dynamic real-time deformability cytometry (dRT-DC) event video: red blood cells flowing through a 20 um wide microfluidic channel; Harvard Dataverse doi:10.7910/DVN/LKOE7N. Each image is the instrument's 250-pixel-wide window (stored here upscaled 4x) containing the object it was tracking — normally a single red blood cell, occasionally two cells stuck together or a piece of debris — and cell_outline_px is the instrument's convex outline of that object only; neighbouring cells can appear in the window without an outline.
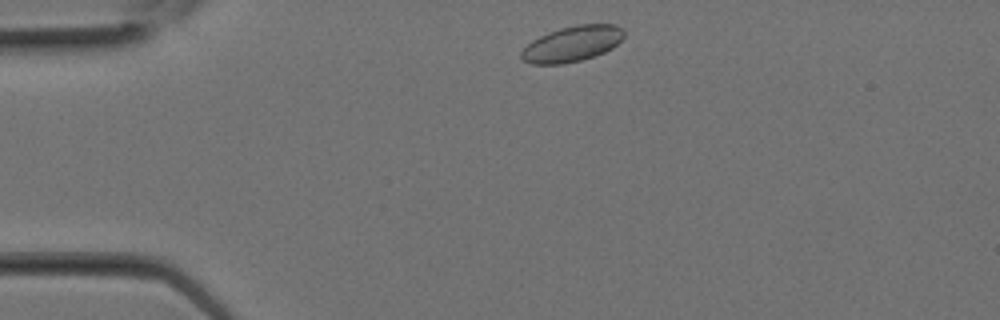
{"species": "Egyptian fruit bat (a non-hibernating species)", "species_latin": "Rousettus aegyptiacus", "temperature_condition": "room temperature", "stored_images_in_passage": 6, "camera_frame_rate_fps": 3000, "um_per_image_px": 0.085, "animal": {"sex": "female"}, "frame": {"image": 1, "passage_image": 1, "time_ms": 0.0, "image_size_px": [1000, 320], "cell_outline_px": [[624, 36], [612, 48], [604, 52], [580, 60], [564, 64], [532, 64], [524, 60], [520, 56], [520, 52], [532, 40], [548, 32], [560, 28], [576, 24], [616, 24], [624, 28]], "centroid_in_image_um": [48.64, 3.71], "position_along_channel_um": 36.4, "area_um2": 21.27}}
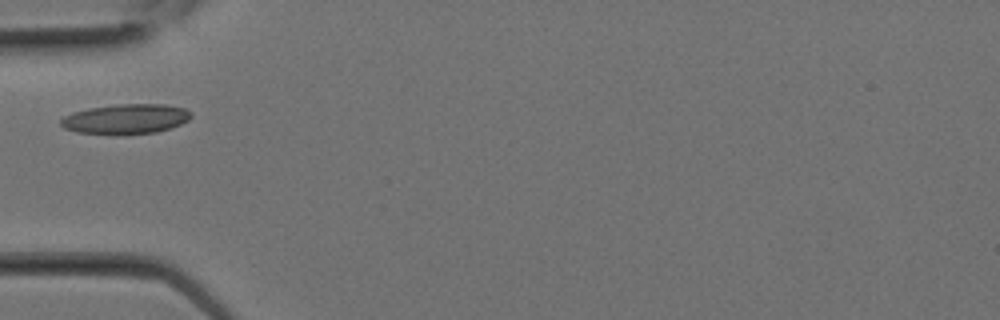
{"frame": {"image": 2, "passage_image": 4, "time_ms": 1.0, "image_size_px": [1000, 320], "cell_outline_px": [[192, 116], [188, 120], [180, 124], [156, 132], [124, 136], [116, 136], [76, 132], [64, 128], [60, 124], [60, 120], [64, 116], [88, 108], [116, 104], [164, 104], [184, 108], [192, 112]], "centroid_in_image_um": [10.68, 10.13], "position_along_channel_um": 74.3, "area_um2": 23.12}}